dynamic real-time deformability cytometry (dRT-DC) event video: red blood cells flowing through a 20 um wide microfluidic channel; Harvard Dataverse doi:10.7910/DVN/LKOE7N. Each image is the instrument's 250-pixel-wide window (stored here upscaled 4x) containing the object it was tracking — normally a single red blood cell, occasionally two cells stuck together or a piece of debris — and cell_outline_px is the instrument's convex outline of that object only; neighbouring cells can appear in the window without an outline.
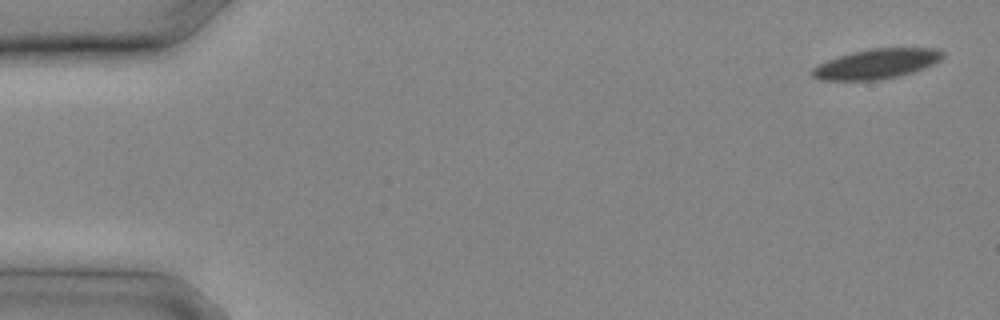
{"species": "common noctule bat (a hibernating species)", "species_latin": "Nyctalus noctula", "temperature_condition": "cold", "stored_images_in_passage": 13, "camera_frame_rate_fps": 3000, "um_per_image_px": 0.085, "animal": {"sex": "male", "body_mass_g": 20.4}, "frame": {"image": 1, "passage_image": 1, "time_ms": 0.0, "image_size_px": [1000, 320], "cell_outline_px": [[944, 56], [940, 60], [924, 68], [912, 72], [880, 80], [820, 80], [812, 76], [812, 68], [828, 60], [852, 52], [872, 48], [936, 48], [944, 52]], "centroid_in_image_um": [74.52, 5.42], "position_along_channel_um": 10.5, "area_um2": 22.48}}
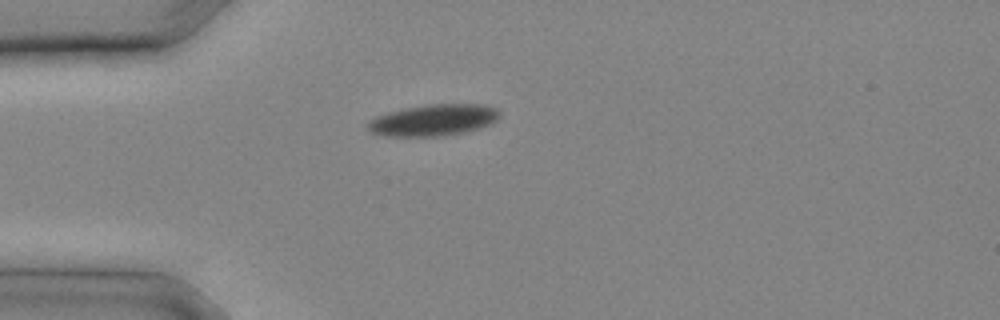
{"frame": {"image": 2, "passage_image": 7, "time_ms": 2.0, "image_size_px": [1000, 320], "cell_outline_px": [[500, 116], [496, 120], [488, 124], [464, 132], [440, 136], [388, 136], [372, 132], [368, 128], [368, 124], [376, 116], [408, 108], [428, 104], [480, 104], [496, 108], [500, 112]], "centroid_in_image_um": [36.88, 10.2], "position_along_channel_um": 48.1, "area_um2": 23.58}}
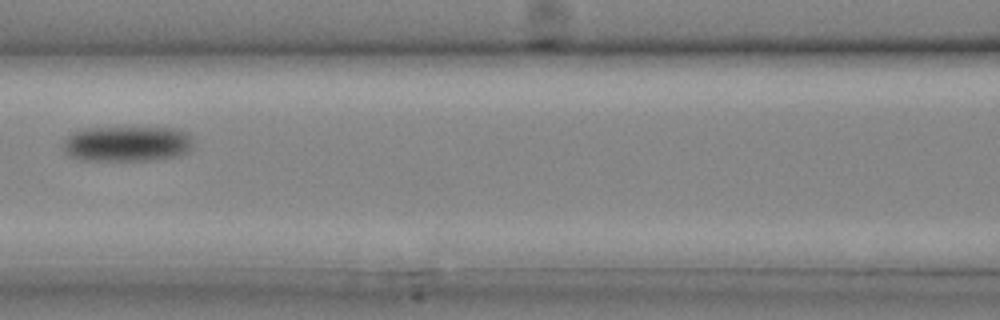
{"frame": {"image": 3, "passage_image": 12, "time_ms": 3.667, "image_size_px": [1000, 320], "cell_outline_px": [[192, 148], [188, 152], [180, 156], [148, 160], [80, 160], [68, 156], [64, 152], [64, 140], [72, 132], [84, 128], [172, 128], [184, 132], [188, 136], [192, 144]], "centroid_in_image_um": [10.75, 12.23], "position_along_channel_um": 155.8, "area_um2": 26.82}}